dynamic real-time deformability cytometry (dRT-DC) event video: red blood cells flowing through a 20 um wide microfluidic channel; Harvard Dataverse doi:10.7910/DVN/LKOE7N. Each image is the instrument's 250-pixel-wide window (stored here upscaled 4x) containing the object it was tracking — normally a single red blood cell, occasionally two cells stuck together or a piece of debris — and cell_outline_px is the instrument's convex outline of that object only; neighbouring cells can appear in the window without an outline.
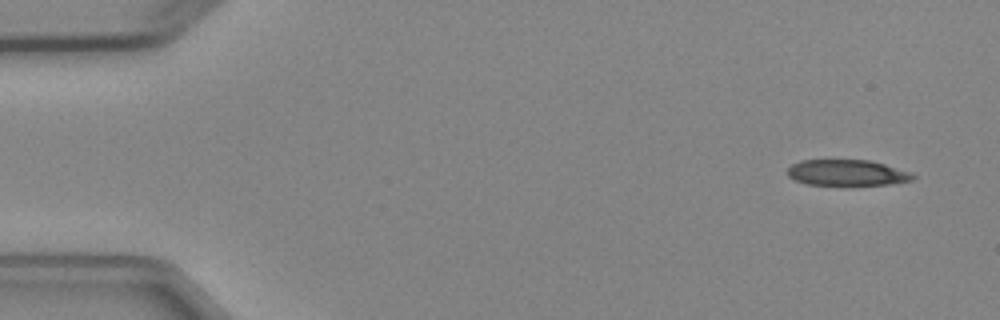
{"species": "Egyptian fruit bat (a non-hibernating species)", "species_latin": "Rousettus aegyptiacus", "temperature_condition": "cold", "stored_images_in_passage": 4, "camera_frame_rate_fps": 3000, "um_per_image_px": 0.085, "animal": {"sex": "female"}, "frame": {"image": 1, "passage_image": 1, "time_ms": 0.0, "image_size_px": [1000, 320], "cell_outline_px": [[916, 176], [912, 180], [892, 184], [848, 188], [808, 184], [796, 180], [788, 176], [784, 172], [792, 164], [800, 160], [868, 160], [884, 164], [912, 172]], "centroid_in_image_um": [72.0, 14.73], "position_along_channel_um": 13.0, "area_um2": 20.0}}
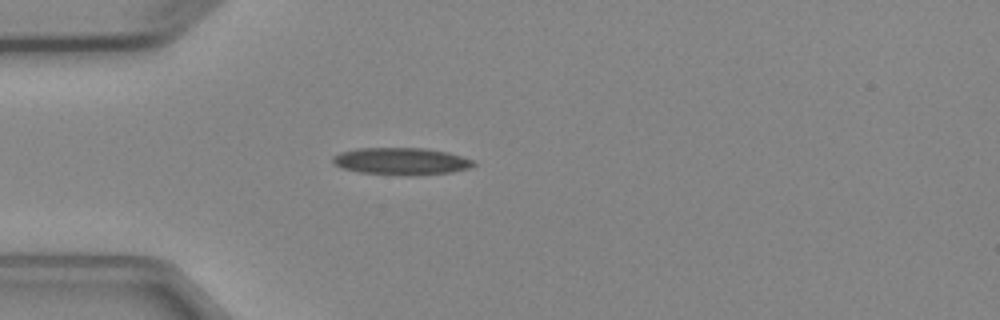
{"frame": {"image": 2, "passage_image": 4, "time_ms": 3.667, "image_size_px": [1000, 320], "cell_outline_px": [[476, 164], [468, 168], [452, 172], [408, 176], [360, 172], [344, 168], [332, 164], [332, 156], [340, 152], [356, 148], [424, 148], [448, 152], [472, 160]], "centroid_in_image_um": [34.07, 13.7], "position_along_channel_um": 50.9, "area_um2": 22.25}}